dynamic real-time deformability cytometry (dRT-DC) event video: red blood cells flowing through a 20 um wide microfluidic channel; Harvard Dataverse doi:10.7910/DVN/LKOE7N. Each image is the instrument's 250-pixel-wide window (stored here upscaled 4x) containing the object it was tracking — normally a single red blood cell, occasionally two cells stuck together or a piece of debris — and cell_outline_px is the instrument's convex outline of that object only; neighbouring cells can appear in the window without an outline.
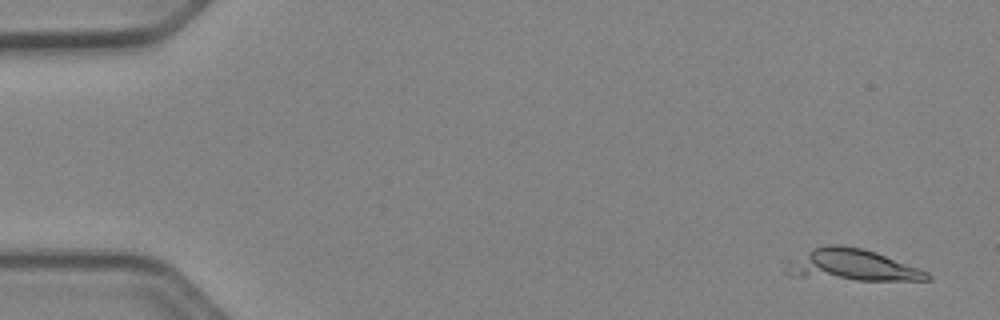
{"species": "Egyptian fruit bat (a non-hibernating species)", "species_latin": "Rousettus aegyptiacus", "temperature_condition": "cold", "stored_images_in_passage": 3, "camera_frame_rate_fps": 3000, "um_per_image_px": 0.085, "animal": {"sex": "female"}, "frame": {"image": 1, "passage_image": 3, "time_ms": 0.667, "image_size_px": [1000, 320], "cell_outline_px": [[932, 280], [856, 280], [788, 276], [784, 272], [784, 260], [812, 248], [832, 244], [840, 244], [860, 248], [876, 252], [920, 268], [928, 272], [932, 276]], "centroid_in_image_um": [72.31, 22.54], "position_along_channel_um": 12.7, "area_um2": 26.59}}